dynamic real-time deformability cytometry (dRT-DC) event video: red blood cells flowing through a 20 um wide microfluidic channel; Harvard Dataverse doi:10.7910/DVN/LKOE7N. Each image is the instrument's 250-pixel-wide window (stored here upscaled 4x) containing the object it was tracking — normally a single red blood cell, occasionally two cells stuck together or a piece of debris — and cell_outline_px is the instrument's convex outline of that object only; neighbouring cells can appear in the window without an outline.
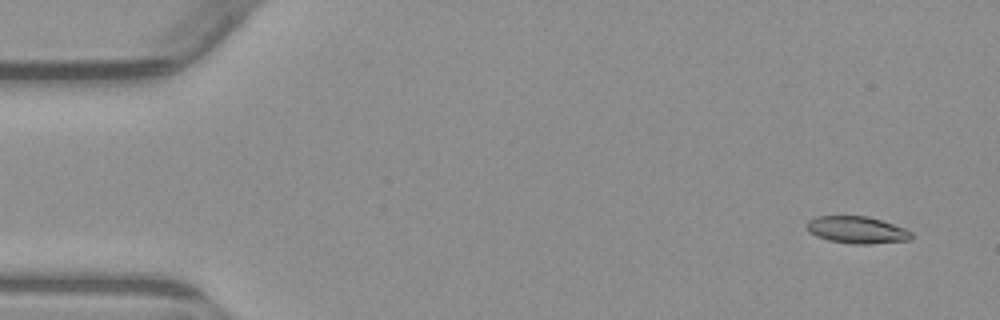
{"species": "common noctule bat (a hibernating species)", "species_latin": "Nyctalus noctula", "temperature_condition": "warm", "stored_images_in_passage": 5, "segment_of_instrument_passage": [2, 2], "camera_frame_rate_fps": 3000, "um_per_image_px": 0.085, "animal": {"sex": "male", "body_mass_g": 23.1, "forearm_length_mm": 52.7}, "frame": {"image": 1, "passage_image": 5, "time_ms": 6.0, "image_size_px": [1000, 320], "cell_outline_px": [[912, 236], [908, 240], [868, 244], [852, 244], [828, 240], [816, 236], [808, 232], [804, 224], [808, 220], [816, 216], [868, 216], [904, 228], [912, 232]], "centroid_in_image_um": [72.77, 19.54], "position_along_channel_um": 12.2, "area_um2": 16.53}}